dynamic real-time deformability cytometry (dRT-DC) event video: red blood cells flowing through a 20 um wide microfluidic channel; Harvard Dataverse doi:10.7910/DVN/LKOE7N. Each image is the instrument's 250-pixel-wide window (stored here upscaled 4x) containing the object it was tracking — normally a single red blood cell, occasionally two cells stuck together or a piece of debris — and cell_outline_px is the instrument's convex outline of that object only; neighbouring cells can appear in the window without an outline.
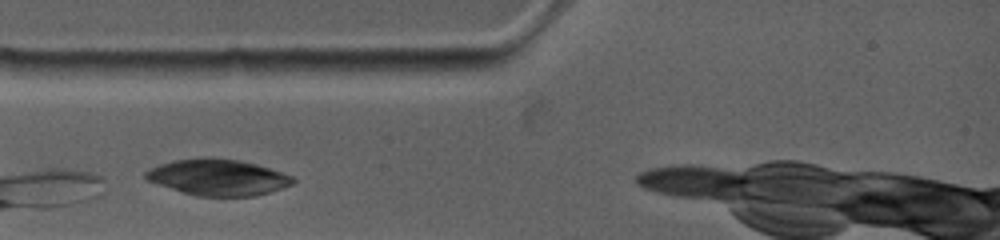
{"species": "common noctule bat (a hibernating species)", "species_latin": "Nyctalus noctula", "temperature_condition": "warm", "stored_images_in_passage": 7, "camera_frame_rate_fps": 4500, "um_per_image_px": 0.085, "animal": {"sex": "female", "body_mass_g": 19.0, "forearm_length_mm": 53.3}, "frame": {"image": 1, "passage_image": 4, "time_ms": 1.111, "image_size_px": [1000, 240], "cell_outline_px": [[296, 180], [292, 184], [256, 196], [196, 196], [156, 184], [148, 180], [144, 176], [144, 172], [160, 164], [176, 160], [204, 156], [208, 156], [240, 160], [256, 164], [292, 176]], "centroid_in_image_um": [18.5, 15.06], "position_along_channel_um": 66.5, "area_um2": 30.98}}